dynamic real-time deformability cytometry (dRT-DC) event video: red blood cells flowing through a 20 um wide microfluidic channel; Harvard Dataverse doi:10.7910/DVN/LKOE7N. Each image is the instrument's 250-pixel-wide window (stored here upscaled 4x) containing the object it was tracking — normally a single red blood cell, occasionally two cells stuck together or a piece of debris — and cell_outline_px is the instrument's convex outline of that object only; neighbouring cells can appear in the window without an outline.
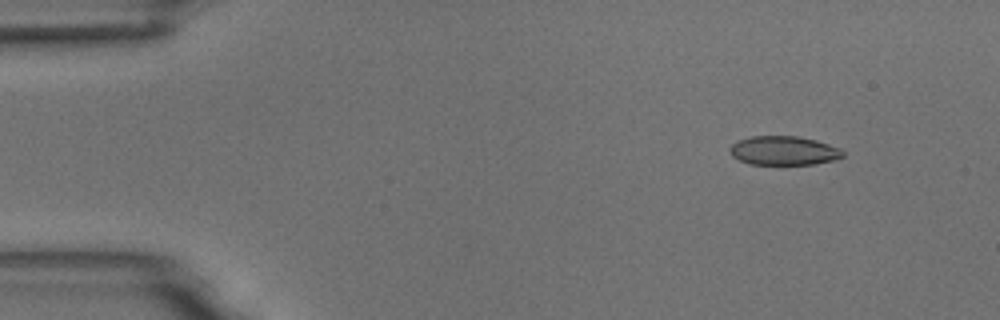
{"species": "common noctule bat (a hibernating species)", "species_latin": "Nyctalus noctula", "temperature_condition": "room temperature", "stored_images_in_passage": 4, "camera_frame_rate_fps": 3000, "um_per_image_px": 0.085, "animal": {"sex": "male", "body_mass_g": 18.8}, "frame": {"image": 1, "passage_image": 1, "time_ms": 0.0, "image_size_px": [1000, 320], "cell_outline_px": [[844, 156], [832, 160], [816, 164], [748, 164], [732, 156], [728, 148], [736, 140], [752, 136], [796, 136], [816, 140], [840, 148], [844, 152]], "centroid_in_image_um": [66.59, 12.8], "position_along_channel_um": 18.4, "area_um2": 19.13}}
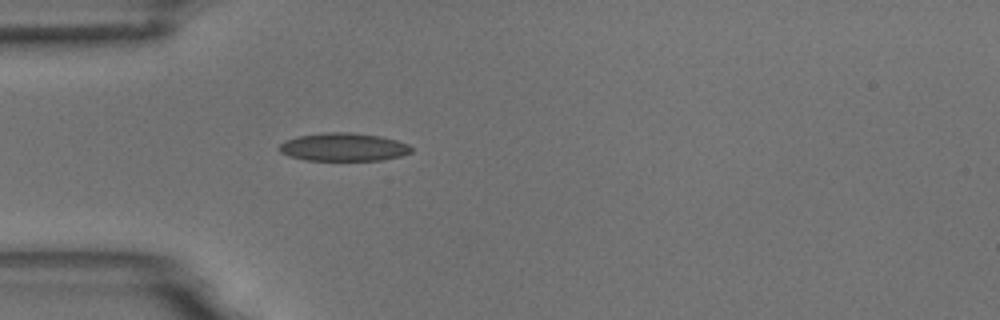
{"frame": {"image": 2, "passage_image": 4, "time_ms": 3.333, "image_size_px": [1000, 320], "cell_outline_px": [[412, 152], [400, 156], [380, 160], [308, 160], [288, 156], [280, 152], [280, 144], [284, 140], [300, 136], [328, 132], [352, 132], [380, 136], [396, 140], [408, 144], [412, 148]], "centroid_in_image_um": [29.2, 12.5], "position_along_channel_um": 55.8, "area_um2": 21.5}}